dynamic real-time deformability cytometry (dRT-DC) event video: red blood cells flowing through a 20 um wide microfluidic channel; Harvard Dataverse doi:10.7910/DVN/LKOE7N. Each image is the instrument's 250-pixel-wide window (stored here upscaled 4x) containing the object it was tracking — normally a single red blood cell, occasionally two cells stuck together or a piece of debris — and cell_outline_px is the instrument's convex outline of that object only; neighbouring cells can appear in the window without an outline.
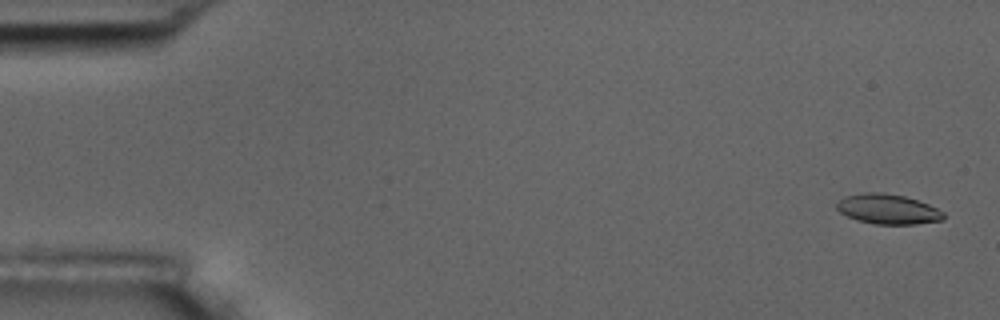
{"species": "common noctule bat (a hibernating species)", "species_latin": "Nyctalus noctula", "temperature_condition": "room temperature", "stored_images_in_passage": 13, "camera_frame_rate_fps": 3000, "um_per_image_px": 0.085, "animal": {"sex": "male", "body_mass_g": 17.5, "forearm_length_mm": 52.3}, "frame": {"image": 1, "passage_image": 2, "time_ms": 0.333, "image_size_px": [1000, 320], "cell_outline_px": [[944, 220], [916, 224], [872, 224], [856, 220], [840, 212], [836, 208], [836, 204], [844, 196], [864, 192], [884, 192], [904, 196], [928, 204], [944, 212]], "centroid_in_image_um": [75.46, 17.77], "position_along_channel_um": 9.5, "area_um2": 18.73}}